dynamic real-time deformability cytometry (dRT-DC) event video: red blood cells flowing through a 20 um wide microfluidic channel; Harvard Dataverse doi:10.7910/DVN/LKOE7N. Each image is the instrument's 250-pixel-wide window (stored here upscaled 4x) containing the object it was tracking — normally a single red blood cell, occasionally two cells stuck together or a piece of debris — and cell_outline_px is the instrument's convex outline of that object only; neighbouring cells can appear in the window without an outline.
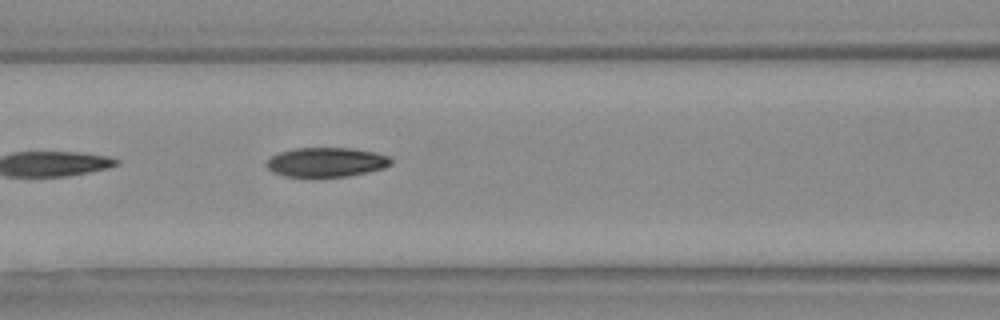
{"species": "Egyptian fruit bat (a non-hibernating species)", "species_latin": "Rousettus aegyptiacus", "temperature_condition": "warm", "stored_images_in_passage": 17, "camera_frame_rate_fps": 3000, "um_per_image_px": 0.085, "animal": {"sex": "female"}, "frame": {"image": 1, "passage_image": 8, "time_ms": 2.333, "image_size_px": [1000, 320], "cell_outline_px": [[392, 164], [384, 168], [348, 176], [284, 176], [272, 172], [268, 168], [268, 160], [272, 156], [280, 152], [296, 148], [356, 148], [376, 152], [388, 156], [392, 160]], "centroid_in_image_um": [27.78, 13.77], "position_along_channel_um": 138.8, "area_um2": 21.15}}